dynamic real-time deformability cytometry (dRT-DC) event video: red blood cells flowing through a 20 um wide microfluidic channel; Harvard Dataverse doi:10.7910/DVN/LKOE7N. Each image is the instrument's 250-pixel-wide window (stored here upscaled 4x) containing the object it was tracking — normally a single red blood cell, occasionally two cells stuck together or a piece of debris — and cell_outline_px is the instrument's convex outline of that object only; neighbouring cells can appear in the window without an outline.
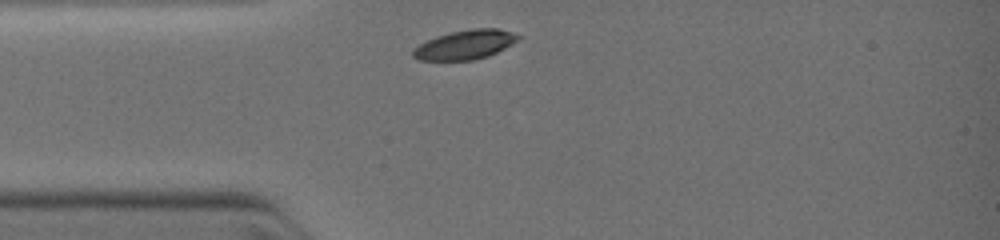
{"species": "common noctule bat (a hibernating species)", "species_latin": "Nyctalus noctula", "temperature_condition": "warm", "stored_images_in_passage": 9, "camera_frame_rate_fps": 3000, "um_per_image_px": 0.085, "animal": {"sex": "female", "body_mass_g": 19.0, "forearm_length_mm": 51.5}, "frame": {"image": 1, "passage_image": 1, "time_ms": 0.0, "image_size_px": [1000, 240], "cell_outline_px": [[520, 40], [488, 56], [472, 60], [416, 60], [412, 56], [412, 52], [420, 44], [436, 36], [452, 32], [472, 28], [496, 28], [512, 32], [520, 36]], "centroid_in_image_um": [39.55, 3.8], "position_along_channel_um": 45.5, "area_um2": 17.8}}
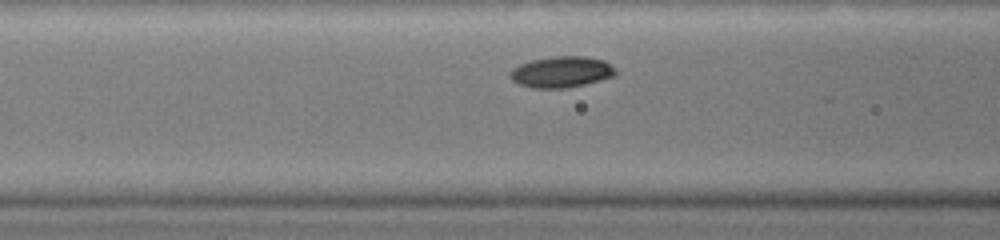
{"frame": {"image": 2, "passage_image": 5, "time_ms": 1.667, "image_size_px": [1000, 240], "cell_outline_px": [[616, 76], [568, 88], [532, 88], [520, 84], [512, 80], [508, 76], [508, 72], [512, 68], [520, 64], [532, 60], [556, 56], [584, 56], [604, 60], [616, 68]], "centroid_in_image_um": [47.72, 6.12], "position_along_channel_um": 118.9, "area_um2": 19.25}}
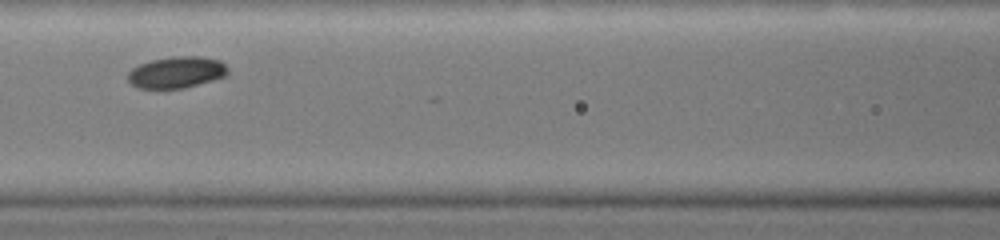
{"frame": {"image": 3, "passage_image": 7, "time_ms": 2.333, "image_size_px": [1000, 240], "cell_outline_px": [[228, 76], [184, 88], [140, 88], [132, 84], [128, 80], [128, 72], [132, 68], [140, 64], [152, 60], [176, 56], [200, 56], [220, 60], [228, 68]], "centroid_in_image_um": [15.04, 6.14], "position_along_channel_um": 151.6, "area_um2": 18.32}}